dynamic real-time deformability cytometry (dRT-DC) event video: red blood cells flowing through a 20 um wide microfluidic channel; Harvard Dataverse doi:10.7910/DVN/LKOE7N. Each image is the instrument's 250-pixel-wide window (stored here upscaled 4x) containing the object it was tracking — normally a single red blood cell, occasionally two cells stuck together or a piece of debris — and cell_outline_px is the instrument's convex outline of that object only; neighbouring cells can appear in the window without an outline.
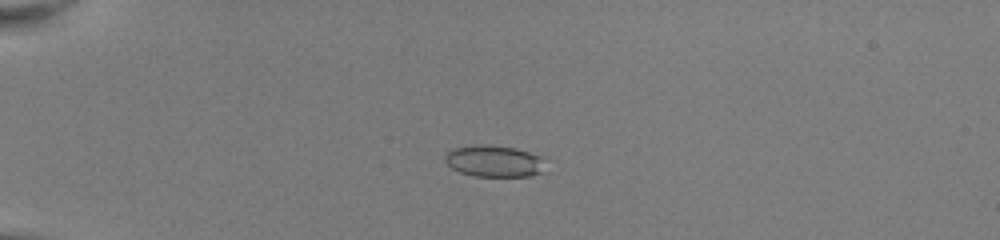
{"species": "common noctule bat (a hibernating species)", "species_latin": "Nyctalus noctula", "temperature_condition": "room temperature", "stored_images_in_passage": 45, "camera_frame_rate_fps": 3000, "um_per_image_px": 0.085, "animal": {"sex": "female", "body_mass_g": 22.0, "forearm_length_mm": 56.7}, "frame": {"image": 1, "passage_image": 8, "time_ms": 2.333, "image_size_px": [1000, 240], "cell_outline_px": [[540, 172], [532, 176], [472, 176], [460, 172], [452, 168], [444, 160], [444, 156], [452, 148], [472, 144], [480, 144], [516, 148], [540, 156]], "centroid_in_image_um": [41.89, 13.68], "position_along_channel_um": 43.1, "area_um2": 18.21}}
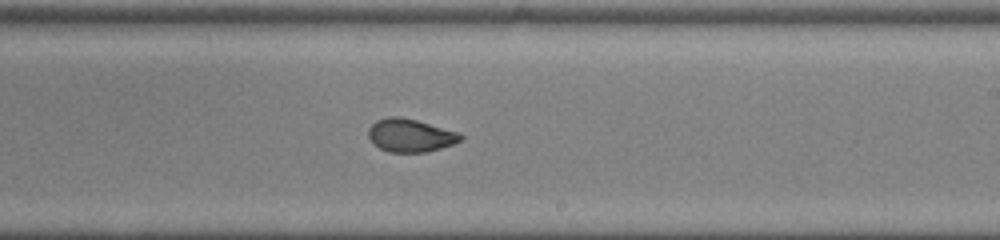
{"frame": {"image": 2, "passage_image": 27, "time_ms": 8.667, "image_size_px": [1000, 240], "cell_outline_px": [[464, 136], [460, 140], [452, 144], [428, 152], [388, 152], [380, 148], [368, 136], [368, 128], [376, 120], [388, 116], [400, 116], [416, 120], [460, 132]], "centroid_in_image_um": [34.88, 11.5], "position_along_channel_um": 254.1, "area_um2": 17.74}}
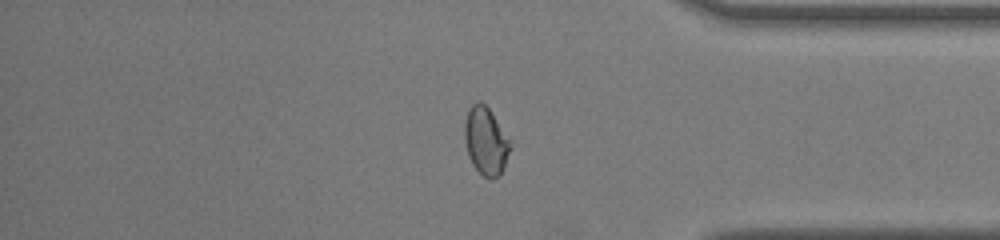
{"frame": {"image": 3, "passage_image": 38, "time_ms": 12.333, "image_size_px": [1000, 240], "cell_outline_px": [[512, 148], [504, 168], [500, 176], [492, 180], [484, 176], [472, 164], [468, 156], [464, 140], [464, 120], [468, 108], [472, 104], [480, 100], [492, 112], [512, 144]], "centroid_in_image_um": [41.29, 11.99], "position_along_channel_um": 393.9, "area_um2": 18.38}, "authors_computed_cell_mechanics": {"area_um2": 18.3804, "velocity_mm_per_s": 4.0702, "shape_relaxation_time_tau1_ms": 8.161, "shape_relaxation_time_tau2_ms": 0.8835, "deformation_change_tau1": 0.1983, "deformation_change_tau2": 0.0494}}